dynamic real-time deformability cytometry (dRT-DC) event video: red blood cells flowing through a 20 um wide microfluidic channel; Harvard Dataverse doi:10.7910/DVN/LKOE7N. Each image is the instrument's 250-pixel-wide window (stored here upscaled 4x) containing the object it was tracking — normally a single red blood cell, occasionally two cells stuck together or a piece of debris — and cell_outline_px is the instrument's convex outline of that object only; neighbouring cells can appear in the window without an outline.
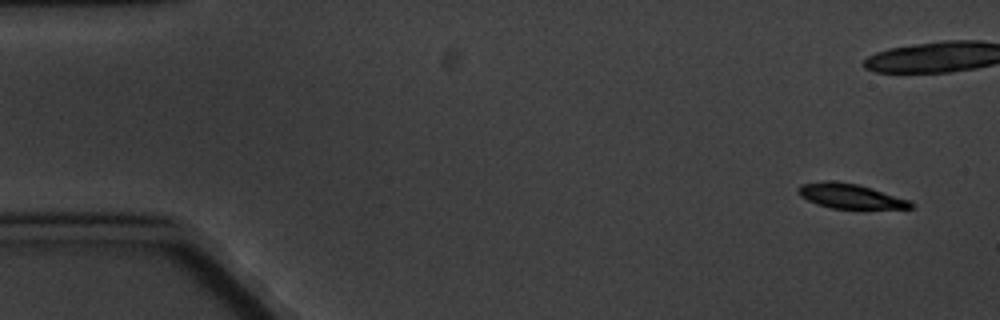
{"species": "common noctule bat (a hibernating species)", "species_latin": "Nyctalus noctula", "temperature_condition": "cold", "stored_images_in_passage": 6, "camera_frame_rate_fps": 3000, "um_per_image_px": 0.085, "animal": {"sex": "male", "body_mass_g": 20.1, "forearm_length_mm": 53.5}, "frame": {"image": 1, "passage_image": 1, "time_ms": 0.0, "image_size_px": [1000, 320], "cell_outline_px": [[916, 204], [912, 208], [832, 208], [816, 204], [800, 196], [800, 184], [824, 180], [836, 180], [856, 184], [872, 188], [908, 200]], "centroid_in_image_um": [72.26, 16.65], "position_along_channel_um": 12.7, "area_um2": 16.01}}